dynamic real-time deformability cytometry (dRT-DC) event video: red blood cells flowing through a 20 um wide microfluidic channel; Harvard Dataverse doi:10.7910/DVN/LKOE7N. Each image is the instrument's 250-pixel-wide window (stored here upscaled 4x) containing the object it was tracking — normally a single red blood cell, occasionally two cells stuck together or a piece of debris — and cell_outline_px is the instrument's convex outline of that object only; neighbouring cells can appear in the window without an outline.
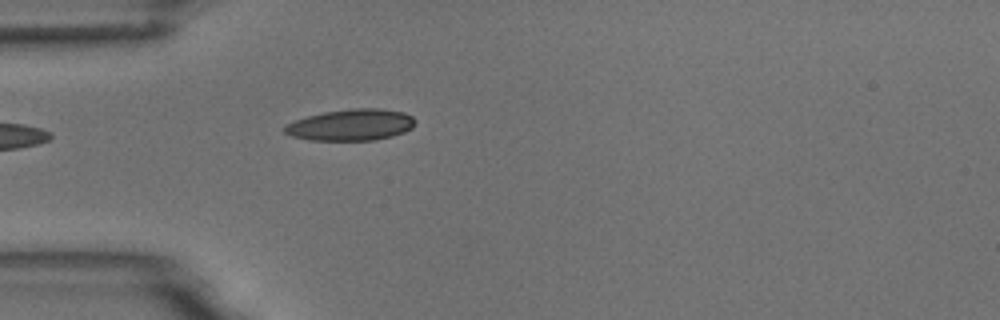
{"species": "common noctule bat (a hibernating species)", "species_latin": "Nyctalus noctula", "temperature_condition": "room temperature", "stored_images_in_passage": 4, "camera_frame_rate_fps": 3000, "um_per_image_px": 0.085, "animal": {"sex": "male", "body_mass_g": 18.8}, "frame": {"image": 1, "passage_image": 4, "time_ms": 4.333, "image_size_px": [1000, 320], "cell_outline_px": [[416, 124], [412, 128], [404, 132], [392, 136], [376, 140], [308, 140], [292, 136], [284, 132], [284, 128], [288, 124], [296, 120], [308, 116], [324, 112], [352, 108], [380, 108], [404, 112], [412, 116], [416, 120]], "centroid_in_image_um": [29.89, 10.61], "position_along_channel_um": 55.1, "area_um2": 23.93}}